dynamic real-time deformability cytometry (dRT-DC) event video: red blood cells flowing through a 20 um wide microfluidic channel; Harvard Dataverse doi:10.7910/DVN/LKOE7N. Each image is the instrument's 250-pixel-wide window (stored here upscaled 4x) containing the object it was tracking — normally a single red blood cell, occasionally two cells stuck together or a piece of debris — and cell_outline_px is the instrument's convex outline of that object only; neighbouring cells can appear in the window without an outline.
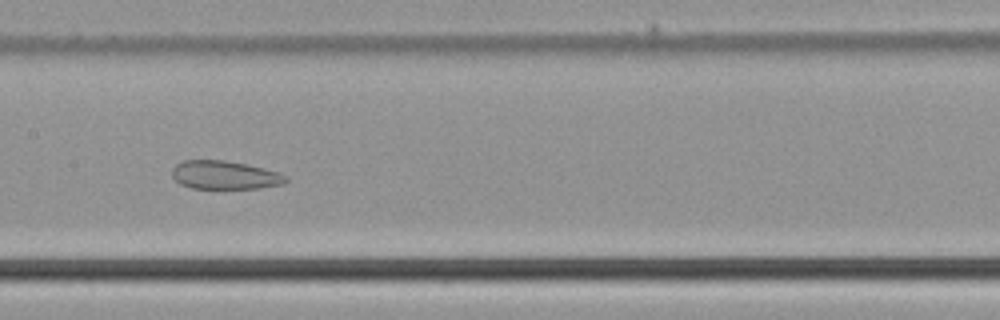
{"species": "common noctule bat (a hibernating species)", "species_latin": "Nyctalus noctula", "temperature_condition": "cold", "stored_images_in_passage": 51, "camera_frame_rate_fps": 3000, "um_per_image_px": 0.085, "animal": {"sex": "male", "body_mass_g": 21.5, "forearm_length_mm": 52.0}, "frame": {"image": 1, "passage_image": 26, "time_ms": 8.333, "image_size_px": [1000, 320], "cell_outline_px": [[288, 180], [284, 184], [260, 188], [192, 188], [180, 184], [172, 176], [172, 168], [176, 164], [184, 160], [224, 160], [264, 168], [280, 172], [288, 176]], "centroid_in_image_um": [19.13, 14.88], "position_along_channel_um": 188.3, "area_um2": 18.9}}
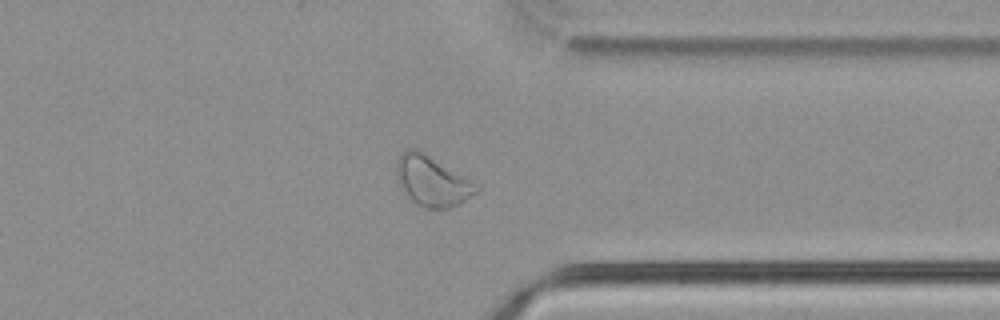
{"frame": {"image": 2, "passage_image": 40, "time_ms": 13.0, "image_size_px": [1000, 320], "cell_outline_px": [[480, 188], [476, 192], [460, 204], [448, 208], [424, 208], [416, 204], [400, 188], [396, 172], [396, 160], [408, 148], [416, 148], [480, 184]], "centroid_in_image_um": [36.74, 15.39], "position_along_channel_um": 374.7, "area_um2": 23.41}}
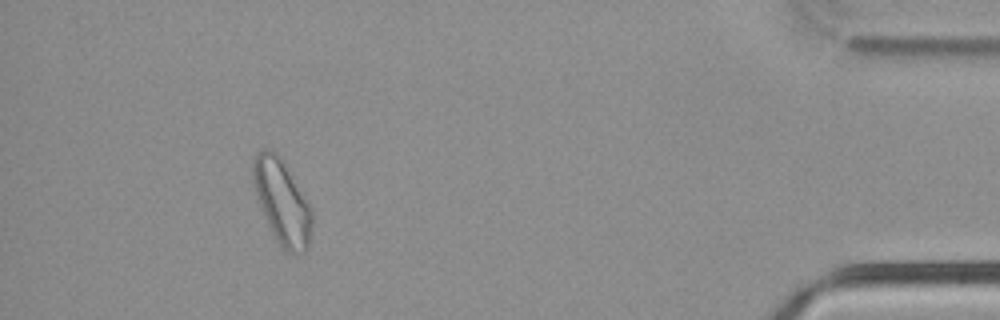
{"frame": {"image": 3, "passage_image": 47, "time_ms": 15.333, "image_size_px": [1000, 320], "cell_outline_px": [[312, 228], [308, 248], [304, 252], [292, 256], [272, 236], [256, 196], [252, 184], [252, 160], [256, 152], [260, 148], [268, 148], [276, 152], [312, 208]], "centroid_in_image_um": [23.94, 17.18], "position_along_channel_um": 411.3, "area_um2": 29.25}}